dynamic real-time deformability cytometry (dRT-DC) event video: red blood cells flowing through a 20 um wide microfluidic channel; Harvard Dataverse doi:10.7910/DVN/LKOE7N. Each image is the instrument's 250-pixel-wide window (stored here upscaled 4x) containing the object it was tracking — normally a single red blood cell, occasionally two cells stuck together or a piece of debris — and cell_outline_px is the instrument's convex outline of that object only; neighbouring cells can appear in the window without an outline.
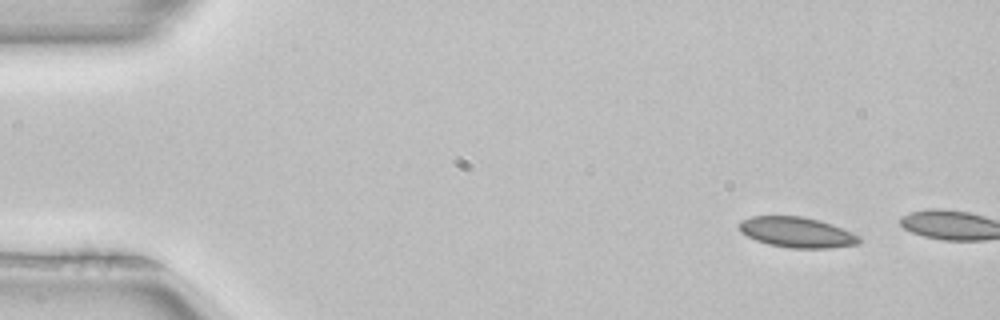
{"species": "common noctule bat (a hibernating species)", "species_latin": "Nyctalus noctula", "temperature_condition": "room temperature", "stored_images_in_passage": 2, "camera_frame_rate_fps": 3000, "um_per_image_px": 0.085, "animal": {"sex": "female", "body_mass_g": 22.7, "forearm_length_mm": 54.2}, "frame": {"image": 1, "passage_image": 1, "time_ms": 0.0, "image_size_px": [1000, 320], "cell_outline_px": [[860, 244], [828, 248], [792, 248], [768, 244], [756, 240], [740, 232], [740, 220], [752, 216], [804, 216], [820, 220], [832, 224], [852, 232], [860, 236]], "centroid_in_image_um": [67.75, 19.74], "position_along_channel_um": 17.2, "area_um2": 21.33}}